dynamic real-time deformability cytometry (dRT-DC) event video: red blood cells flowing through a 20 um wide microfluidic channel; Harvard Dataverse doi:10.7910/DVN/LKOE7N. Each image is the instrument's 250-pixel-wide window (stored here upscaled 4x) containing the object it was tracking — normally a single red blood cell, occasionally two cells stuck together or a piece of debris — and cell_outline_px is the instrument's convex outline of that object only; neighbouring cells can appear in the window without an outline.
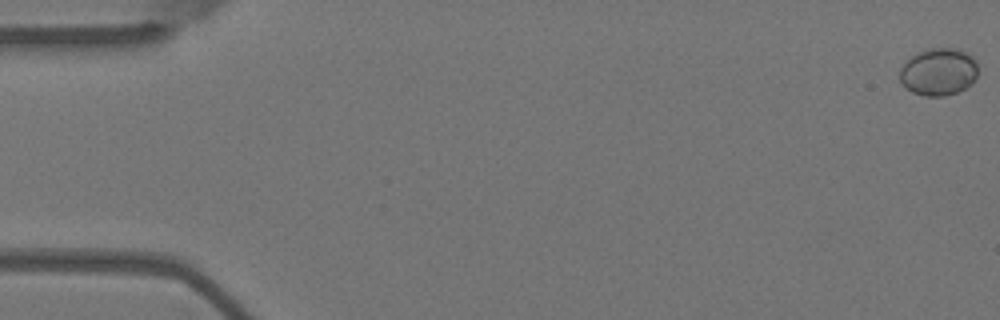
{"species": "Egyptian fruit bat (a non-hibernating species)", "species_latin": "Rousettus aegyptiacus", "temperature_condition": "warm", "stored_images_in_passage": 56, "camera_frame_rate_fps": 3000, "um_per_image_px": 0.085, "animal": {"sex": "female"}, "frame": {"image": 1, "passage_image": 1, "time_ms": 0.0, "image_size_px": [1000, 320], "cell_outline_px": [[976, 76], [972, 84], [956, 92], [944, 96], [924, 96], [912, 92], [900, 84], [900, 68], [916, 52], [932, 48], [956, 48], [968, 52], [976, 56]], "centroid_in_image_um": [79.78, 6.09], "position_along_channel_um": 5.2, "area_um2": 21.79}}
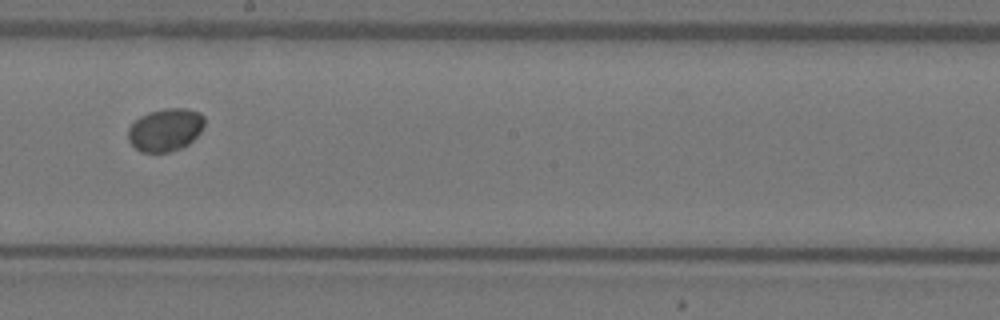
{"frame": {"image": 2, "passage_image": 32, "time_ms": 10.333, "image_size_px": [1000, 320], "cell_outline_px": [[204, 124], [200, 132], [188, 144], [180, 148], [168, 152], [140, 152], [128, 140], [128, 128], [140, 116], [148, 112], [164, 108], [184, 108], [200, 112], [204, 116]], "centroid_in_image_um": [14.05, 11.02], "position_along_channel_um": 234.1, "area_um2": 19.02}}
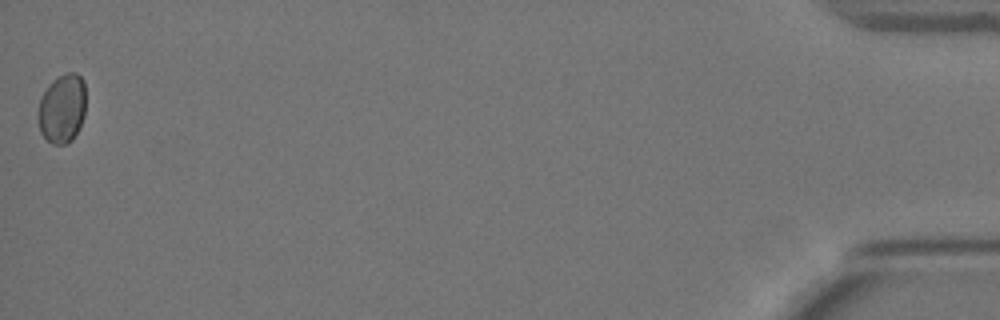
{"frame": {"image": 3, "passage_image": 56, "time_ms": 18.333, "image_size_px": [1000, 320], "cell_outline_px": [[84, 116], [80, 128], [72, 140], [64, 144], [52, 144], [40, 132], [40, 100], [48, 84], [52, 80], [68, 72], [76, 72], [84, 80]], "centroid_in_image_um": [5.31, 9.21], "position_along_channel_um": 429.9, "area_um2": 18.9}}